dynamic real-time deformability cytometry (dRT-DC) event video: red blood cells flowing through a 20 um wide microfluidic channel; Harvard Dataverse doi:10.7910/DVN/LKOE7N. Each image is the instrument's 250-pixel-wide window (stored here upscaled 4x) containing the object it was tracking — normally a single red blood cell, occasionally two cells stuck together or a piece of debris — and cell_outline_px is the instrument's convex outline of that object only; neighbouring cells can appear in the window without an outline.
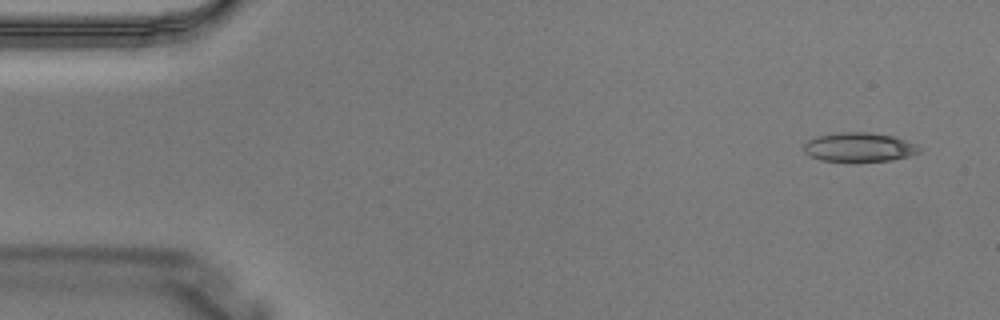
{"species": "Egyptian fruit bat (a non-hibernating species)", "species_latin": "Rousettus aegyptiacus", "temperature_condition": "warm", "stored_images_in_passage": 3, "camera_frame_rate_fps": 3000, "um_per_image_px": 0.085, "animal": {"sex": "male"}, "frame": {"image": 1, "passage_image": 1, "time_ms": 0.0, "image_size_px": [1000, 320], "cell_outline_px": [[920, 152], [908, 156], [892, 160], [856, 164], [820, 160], [804, 152], [804, 144], [808, 140], [816, 136], [836, 132], [868, 132], [892, 136], [916, 144], [920, 148]], "centroid_in_image_um": [73.0, 12.55], "position_along_channel_um": 12.0, "area_um2": 20.23}}